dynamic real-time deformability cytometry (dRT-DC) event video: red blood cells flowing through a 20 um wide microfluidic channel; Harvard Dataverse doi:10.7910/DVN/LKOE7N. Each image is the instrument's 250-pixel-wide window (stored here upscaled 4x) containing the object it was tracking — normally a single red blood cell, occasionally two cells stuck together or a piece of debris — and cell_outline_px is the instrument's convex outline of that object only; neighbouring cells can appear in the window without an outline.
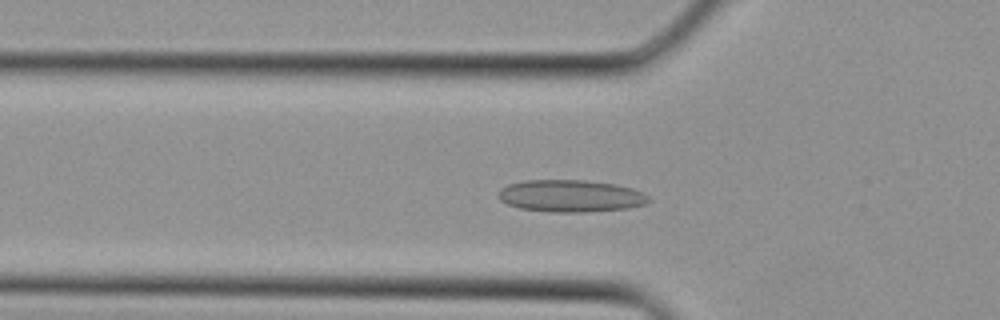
{"species": "Egyptian fruit bat (a non-hibernating species)", "species_latin": "Rousettus aegyptiacus", "temperature_condition": "cold", "stored_images_in_passage": 31, "camera_frame_rate_fps": 3000, "um_per_image_px": 0.085, "animal": {"sex": "female"}, "frame": {"image": 1, "passage_image": 8, "time_ms": 2.333, "image_size_px": [1000, 320], "cell_outline_px": [[652, 200], [644, 204], [628, 208], [584, 212], [552, 212], [520, 208], [508, 204], [500, 200], [496, 196], [500, 188], [508, 184], [524, 180], [584, 180], [612, 184], [632, 188], [644, 192]], "centroid_in_image_um": [48.48, 16.65], "position_along_channel_um": 77.3, "area_um2": 28.21}}
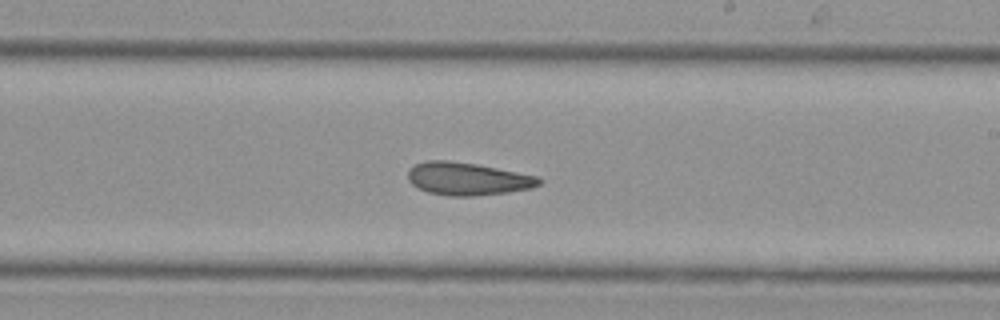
{"frame": {"image": 2, "passage_image": 17, "time_ms": 5.333, "image_size_px": [1000, 320], "cell_outline_px": [[544, 180], [540, 184], [532, 188], [508, 192], [472, 196], [448, 196], [428, 192], [412, 184], [408, 180], [408, 168], [416, 164], [428, 160], [448, 160], [476, 164], [536, 176]], "centroid_in_image_um": [39.73, 15.2], "position_along_channel_um": 249.3, "area_um2": 24.91}}
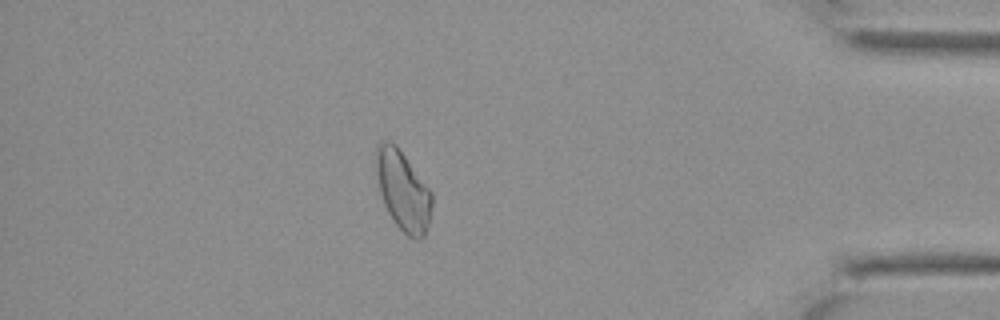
{"frame": {"image": 3, "passage_image": 27, "time_ms": 8.667, "image_size_px": [1000, 320], "cell_outline_px": [[432, 204], [428, 224], [424, 236], [420, 240], [408, 236], [396, 224], [388, 212], [384, 204], [380, 192], [376, 172], [376, 144], [380, 140], [388, 140], [396, 144], [432, 192]], "centroid_in_image_um": [34.24, 16.17], "position_along_channel_um": 401.0, "area_um2": 25.78}}